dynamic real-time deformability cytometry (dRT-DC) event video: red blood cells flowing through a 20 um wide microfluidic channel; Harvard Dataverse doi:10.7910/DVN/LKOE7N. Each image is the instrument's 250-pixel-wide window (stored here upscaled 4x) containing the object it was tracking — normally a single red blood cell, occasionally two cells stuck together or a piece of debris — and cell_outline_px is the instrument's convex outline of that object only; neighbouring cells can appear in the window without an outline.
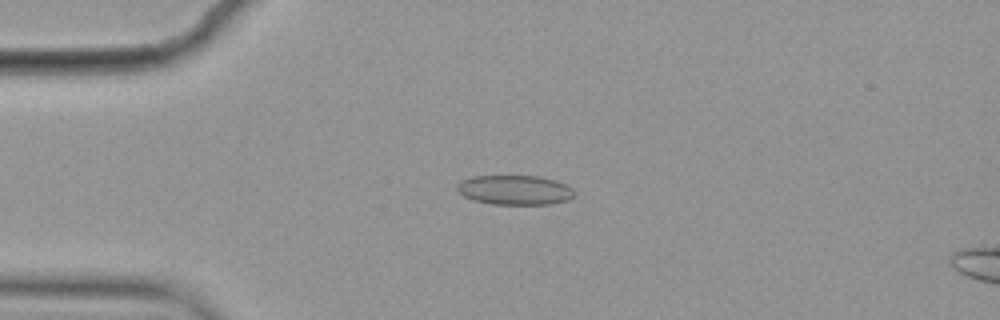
{"species": "common noctule bat (a hibernating species)", "species_latin": "Nyctalus noctula", "temperature_condition": "cold", "stored_images_in_passage": 10, "camera_frame_rate_fps": 3000, "um_per_image_px": 0.085, "animal": {"sex": "female", "body_mass_g": 19.9}, "frame": {"image": 1, "passage_image": 3, "time_ms": 0.667, "image_size_px": [1000, 320], "cell_outline_px": [[572, 196], [568, 200], [548, 204], [492, 204], [472, 200], [464, 196], [456, 188], [456, 184], [460, 180], [472, 176], [540, 176], [556, 180], [572, 188]], "centroid_in_image_um": [43.7, 16.14], "position_along_channel_um": 41.3, "area_um2": 20.17}}
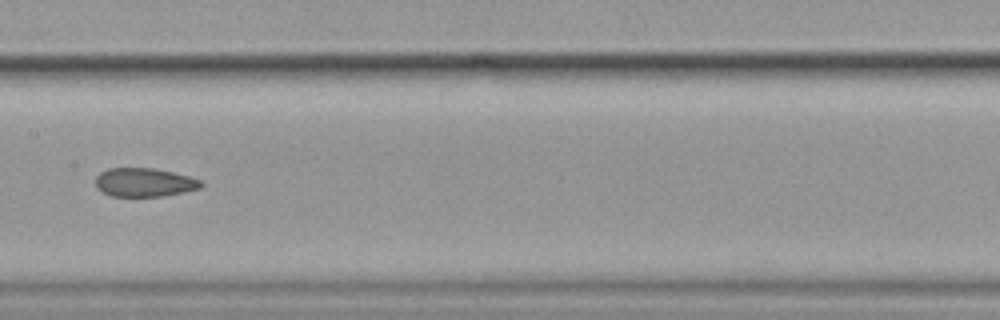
{"frame": {"image": 2, "passage_image": 7, "time_ms": 2.0, "image_size_px": [1000, 320], "cell_outline_px": [[204, 184], [200, 188], [184, 192], [164, 196], [112, 196], [96, 188], [96, 176], [100, 172], [108, 168], [152, 168], [172, 172], [188, 176], [200, 180]], "centroid_in_image_um": [12.26, 15.5], "position_along_channel_um": 195.1, "area_um2": 17.57}}
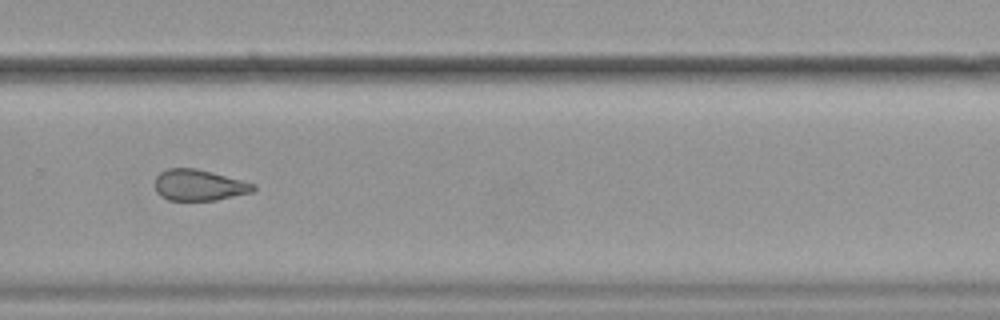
{"frame": {"image": 3, "passage_image": 10, "time_ms": 3.0, "image_size_px": [1000, 320], "cell_outline_px": [[256, 188], [252, 192], [216, 200], [168, 200], [160, 196], [156, 192], [156, 176], [160, 172], [168, 168], [196, 168], [212, 172], [256, 184]], "centroid_in_image_um": [16.91, 15.73], "position_along_channel_um": 312.9, "area_um2": 17.8}}